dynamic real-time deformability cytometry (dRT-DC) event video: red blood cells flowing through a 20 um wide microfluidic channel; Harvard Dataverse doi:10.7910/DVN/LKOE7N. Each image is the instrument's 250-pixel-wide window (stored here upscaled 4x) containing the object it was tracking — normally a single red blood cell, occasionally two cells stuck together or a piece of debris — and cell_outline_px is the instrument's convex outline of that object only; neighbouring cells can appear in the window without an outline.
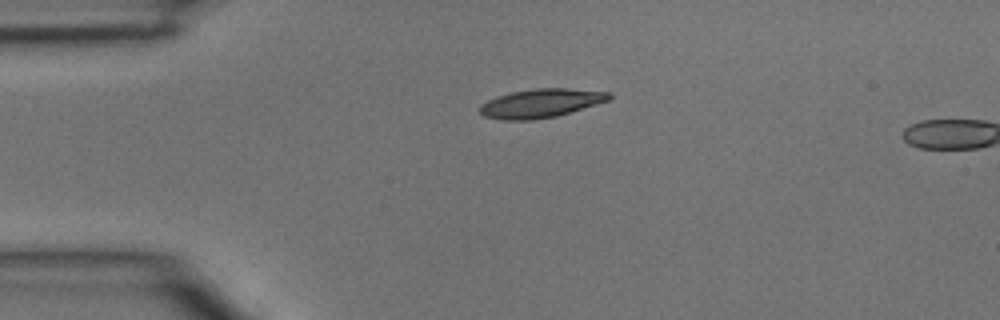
{"species": "common noctule bat (a hibernating species)", "species_latin": "Nyctalus noctula", "temperature_condition": "room temperature", "stored_images_in_passage": 3, "camera_frame_rate_fps": 3000, "um_per_image_px": 0.085, "animal": {"sex": "male", "body_mass_g": 15.6}, "frame": {"image": 1, "passage_image": 3, "time_ms": 0.667, "image_size_px": [1000, 320], "cell_outline_px": [[612, 96], [608, 100], [596, 104], [556, 116], [528, 120], [504, 120], [484, 116], [480, 112], [480, 104], [496, 96], [512, 92], [536, 88], [568, 88], [612, 92]], "centroid_in_image_um": [45.97, 8.76], "position_along_channel_um": 39.0, "area_um2": 21.5}}